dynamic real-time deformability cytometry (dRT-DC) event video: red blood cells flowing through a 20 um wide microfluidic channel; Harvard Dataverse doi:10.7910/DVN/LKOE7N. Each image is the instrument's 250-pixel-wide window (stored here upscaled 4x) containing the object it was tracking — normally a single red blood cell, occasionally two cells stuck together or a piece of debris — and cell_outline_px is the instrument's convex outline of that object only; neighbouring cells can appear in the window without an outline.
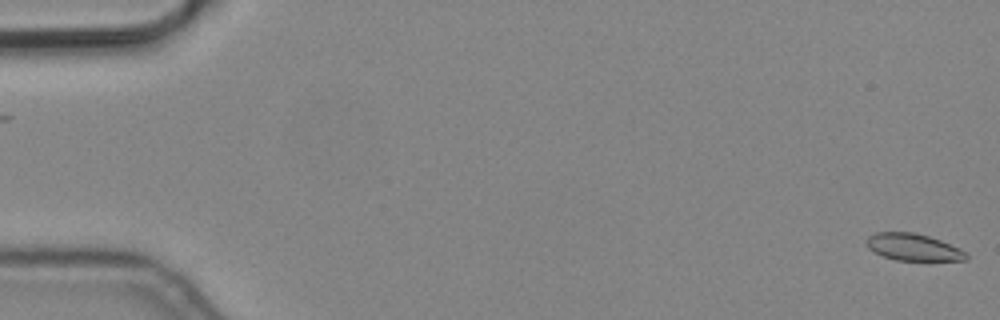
{"species": "common noctule bat (a hibernating species)", "species_latin": "Nyctalus noctula", "temperature_condition": "cold", "stored_images_in_passage": 6, "camera_frame_rate_fps": 3000, "um_per_image_px": 0.085, "animal": {"sex": "male", "body_mass_g": 19.2, "forearm_length_mm": 51.8}, "frame": {"image": 1, "passage_image": 1, "time_ms": 0.0, "image_size_px": [1000, 320], "cell_outline_px": [[968, 260], [896, 260], [884, 256], [868, 248], [868, 236], [876, 232], [912, 232], [928, 236], [940, 240], [960, 248], [968, 256]], "centroid_in_image_um": [77.64, 21.0], "position_along_channel_um": 7.4, "area_um2": 15.37}}
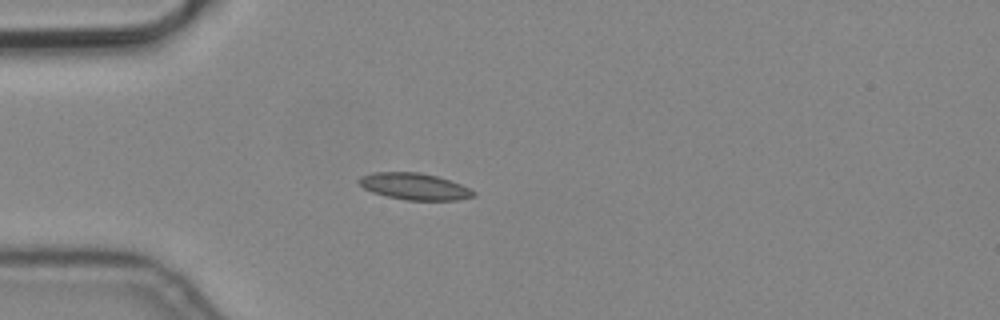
{"frame": {"image": 2, "passage_image": 5, "time_ms": 1.333, "image_size_px": [1000, 320], "cell_outline_px": [[476, 196], [456, 200], [408, 200], [388, 196], [372, 192], [364, 188], [356, 180], [360, 176], [372, 172], [420, 172], [436, 176], [460, 184], [476, 192]], "centroid_in_image_um": [35.2, 15.84], "position_along_channel_um": 49.8, "area_um2": 17.69}}